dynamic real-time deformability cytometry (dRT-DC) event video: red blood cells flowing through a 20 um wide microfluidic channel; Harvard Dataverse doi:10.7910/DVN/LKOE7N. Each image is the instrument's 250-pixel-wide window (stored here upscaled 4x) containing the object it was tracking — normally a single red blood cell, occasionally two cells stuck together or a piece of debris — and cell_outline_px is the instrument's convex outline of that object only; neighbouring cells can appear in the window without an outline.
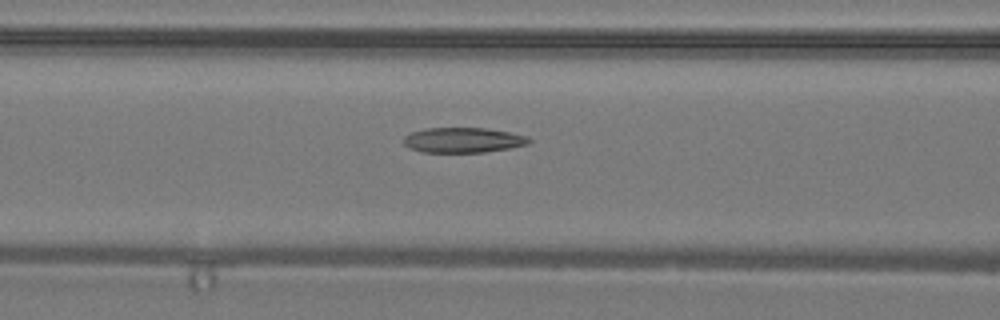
{"species": "common noctule bat (a hibernating species)", "species_latin": "Nyctalus noctula", "temperature_condition": "warm", "stored_images_in_passage": 21, "camera_frame_rate_fps": 3000, "um_per_image_px": 0.085, "animal": {"sex": "male", "body_mass_g": 19.2, "forearm_length_mm": 51.8}, "frame": {"image": 1, "passage_image": 18, "time_ms": 5.667, "image_size_px": [1000, 320], "cell_outline_px": [[532, 140], [528, 144], [508, 148], [484, 152], [420, 152], [408, 148], [404, 144], [404, 136], [412, 132], [424, 128], [484, 128], [508, 132], [528, 136]], "centroid_in_image_um": [39.33, 11.91], "position_along_channel_um": 127.3, "area_um2": 18.32}}
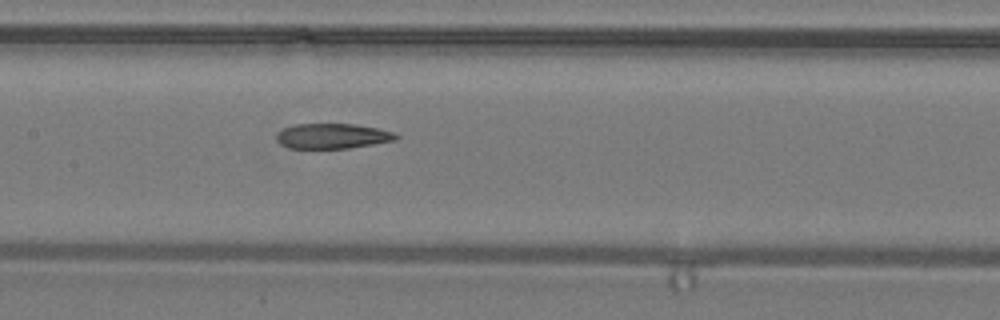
{"frame": {"image": 2, "passage_image": 21, "time_ms": 6.667, "image_size_px": [1000, 320], "cell_outline_px": [[400, 136], [396, 140], [348, 148], [288, 148], [280, 144], [276, 140], [276, 132], [284, 128], [296, 124], [356, 124], [396, 132]], "centroid_in_image_um": [28.25, 11.56], "position_along_channel_um": 179.1, "area_um2": 17.57}}